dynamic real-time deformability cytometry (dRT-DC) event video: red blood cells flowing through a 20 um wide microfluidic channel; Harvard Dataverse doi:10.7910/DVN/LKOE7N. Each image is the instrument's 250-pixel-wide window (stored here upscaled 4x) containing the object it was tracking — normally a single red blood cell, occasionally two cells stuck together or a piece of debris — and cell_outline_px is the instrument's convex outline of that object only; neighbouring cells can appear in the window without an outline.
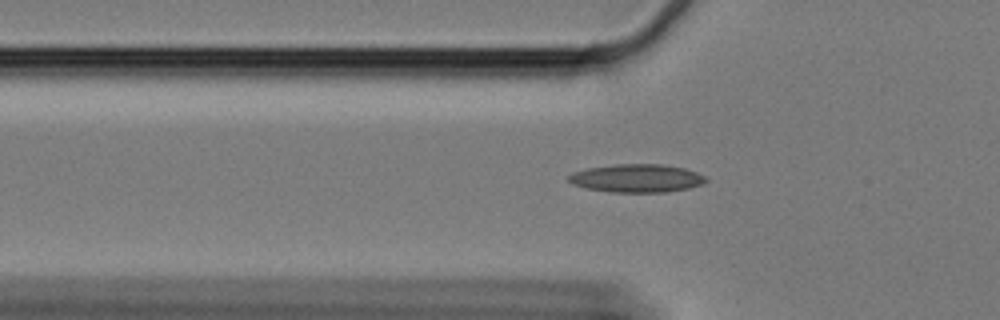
{"species": "Egyptian fruit bat (a non-hibernating species)", "species_latin": "Rousettus aegyptiacus", "temperature_condition": "cold", "stored_images_in_passage": 37, "camera_frame_rate_fps": 3000, "um_per_image_px": 0.085, "animal": {"sex": "female"}, "frame": {"image": 1, "passage_image": 2, "time_ms": 0.333, "image_size_px": [1000, 320], "cell_outline_px": [[708, 180], [704, 184], [688, 188], [668, 192], [612, 192], [588, 188], [572, 184], [568, 180], [568, 176], [572, 172], [588, 168], [616, 164], [664, 164], [684, 168], [696, 172], [704, 176]], "centroid_in_image_um": [54.14, 15.15], "position_along_channel_um": 71.7, "area_um2": 22.54}}
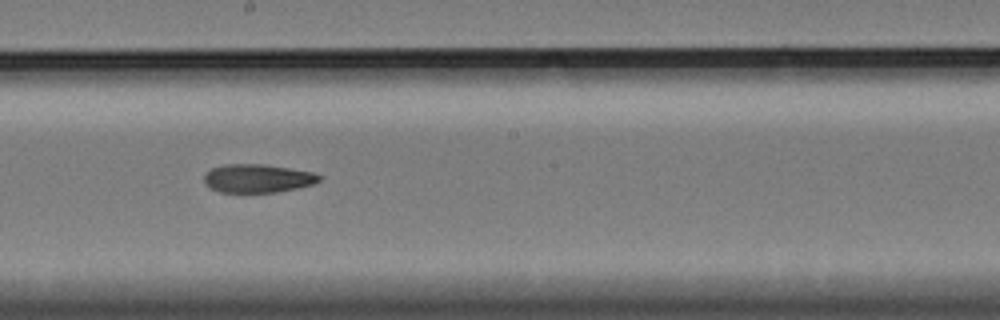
{"frame": {"image": 2, "passage_image": 16, "time_ms": 5.0, "image_size_px": [1000, 320], "cell_outline_px": [[320, 180], [312, 184], [296, 188], [276, 192], [220, 192], [204, 184], [204, 176], [212, 168], [224, 164], [264, 164], [312, 172], [320, 176]], "centroid_in_image_um": [21.86, 15.16], "position_along_channel_um": 226.3, "area_um2": 18.84}}
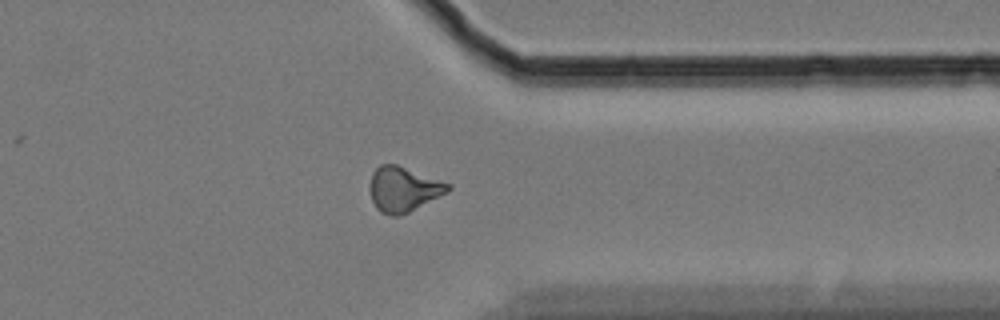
{"frame": {"image": 3, "passage_image": 30, "time_ms": 9.667, "image_size_px": [1000, 320], "cell_outline_px": [[452, 188], [448, 192], [400, 216], [392, 216], [380, 212], [376, 208], [372, 200], [372, 172], [380, 164], [396, 164], [452, 184]], "centroid_in_image_um": [34.32, 16.08], "position_along_channel_um": 377.1, "area_um2": 20.17}}